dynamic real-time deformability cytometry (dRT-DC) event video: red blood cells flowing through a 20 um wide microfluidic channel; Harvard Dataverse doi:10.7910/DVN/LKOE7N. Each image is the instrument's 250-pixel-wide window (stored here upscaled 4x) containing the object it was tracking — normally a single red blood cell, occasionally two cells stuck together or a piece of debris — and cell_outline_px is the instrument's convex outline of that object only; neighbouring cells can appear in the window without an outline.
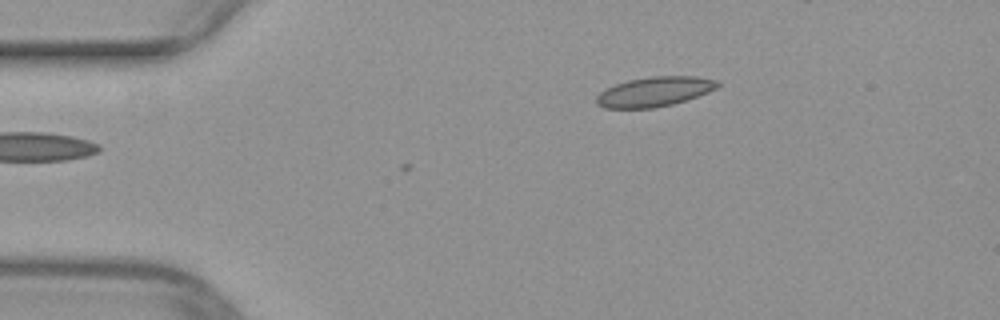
{"species": "common noctule bat (a hibernating species)", "species_latin": "Nyctalus noctula", "temperature_condition": "warm", "stored_images_in_passage": 2, "camera_frame_rate_fps": 3000, "um_per_image_px": 0.085, "animal": {"sex": "female", "body_mass_g": 29.2, "forearm_length_mm": 56.3}, "frame": {"image": 1, "passage_image": 2, "time_ms": 0.333, "image_size_px": [1000, 320], "cell_outline_px": [[720, 84], [716, 88], [708, 92], [688, 100], [656, 108], [604, 108], [596, 104], [596, 96], [604, 88], [628, 80], [652, 76], [696, 76], [720, 80]], "centroid_in_image_um": [55.64, 7.79], "position_along_channel_um": 29.4, "area_um2": 21.21}}